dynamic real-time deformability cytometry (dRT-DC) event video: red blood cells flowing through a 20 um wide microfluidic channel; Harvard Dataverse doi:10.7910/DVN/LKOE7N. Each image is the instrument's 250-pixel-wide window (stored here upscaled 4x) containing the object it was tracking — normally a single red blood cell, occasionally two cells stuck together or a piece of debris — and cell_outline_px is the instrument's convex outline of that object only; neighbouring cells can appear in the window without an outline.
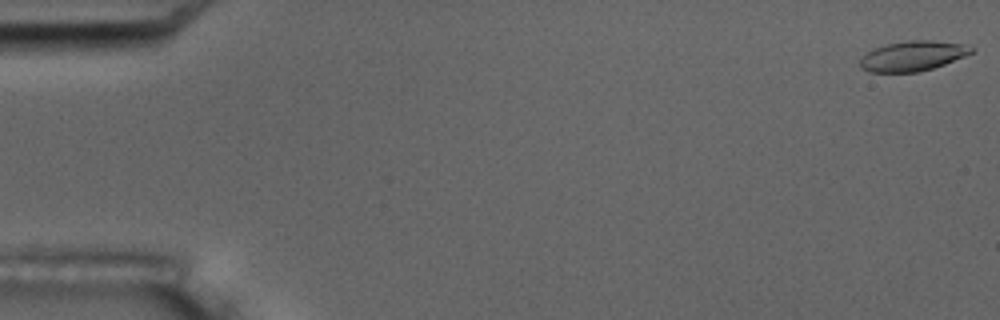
{"species": "common noctule bat (a hibernating species)", "species_latin": "Nyctalus noctula", "temperature_condition": "room temperature", "stored_images_in_passage": 3, "camera_frame_rate_fps": 3000, "um_per_image_px": 0.085, "animal": {"sex": "male", "body_mass_g": 17.5, "forearm_length_mm": 52.3}, "frame": {"image": 1, "passage_image": 1, "time_ms": 0.0, "image_size_px": [1000, 320], "cell_outline_px": [[976, 48], [972, 52], [964, 56], [944, 64], [920, 72], [868, 72], [860, 68], [860, 60], [872, 48], [888, 44], [908, 40], [932, 40], [964, 44]], "centroid_in_image_um": [77.57, 4.75], "position_along_channel_um": 7.4, "area_um2": 19.42}}